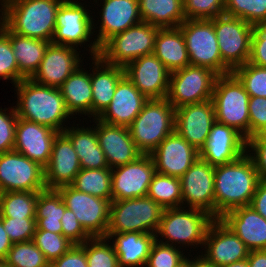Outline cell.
<instances>
[{
  "label": "cell",
  "mask_w": 266,
  "mask_h": 267,
  "mask_svg": "<svg viewBox=\"0 0 266 267\" xmlns=\"http://www.w3.org/2000/svg\"><path fill=\"white\" fill-rule=\"evenodd\" d=\"M92 60V116L97 118L111 103L116 86L125 73L123 67L110 65L99 56Z\"/></svg>",
  "instance_id": "29"
},
{
  "label": "cell",
  "mask_w": 266,
  "mask_h": 267,
  "mask_svg": "<svg viewBox=\"0 0 266 267\" xmlns=\"http://www.w3.org/2000/svg\"><path fill=\"white\" fill-rule=\"evenodd\" d=\"M15 88L18 100L14 108L18 118L50 127L59 133L64 131L66 125L63 124L72 115L59 88L38 84L30 78L18 82Z\"/></svg>",
  "instance_id": "2"
},
{
  "label": "cell",
  "mask_w": 266,
  "mask_h": 267,
  "mask_svg": "<svg viewBox=\"0 0 266 267\" xmlns=\"http://www.w3.org/2000/svg\"><path fill=\"white\" fill-rule=\"evenodd\" d=\"M249 63L266 67V36H252Z\"/></svg>",
  "instance_id": "54"
},
{
  "label": "cell",
  "mask_w": 266,
  "mask_h": 267,
  "mask_svg": "<svg viewBox=\"0 0 266 267\" xmlns=\"http://www.w3.org/2000/svg\"><path fill=\"white\" fill-rule=\"evenodd\" d=\"M12 243L33 240L37 225L35 218L0 217Z\"/></svg>",
  "instance_id": "48"
},
{
  "label": "cell",
  "mask_w": 266,
  "mask_h": 267,
  "mask_svg": "<svg viewBox=\"0 0 266 267\" xmlns=\"http://www.w3.org/2000/svg\"><path fill=\"white\" fill-rule=\"evenodd\" d=\"M215 122L212 99L178 107L175 111V131L197 151L204 147Z\"/></svg>",
  "instance_id": "20"
},
{
  "label": "cell",
  "mask_w": 266,
  "mask_h": 267,
  "mask_svg": "<svg viewBox=\"0 0 266 267\" xmlns=\"http://www.w3.org/2000/svg\"><path fill=\"white\" fill-rule=\"evenodd\" d=\"M62 234L74 245H81L91 238L83 229L72 210L66 208L61 218Z\"/></svg>",
  "instance_id": "51"
},
{
  "label": "cell",
  "mask_w": 266,
  "mask_h": 267,
  "mask_svg": "<svg viewBox=\"0 0 266 267\" xmlns=\"http://www.w3.org/2000/svg\"><path fill=\"white\" fill-rule=\"evenodd\" d=\"M73 188L112 201L111 169H81L71 184Z\"/></svg>",
  "instance_id": "37"
},
{
  "label": "cell",
  "mask_w": 266,
  "mask_h": 267,
  "mask_svg": "<svg viewBox=\"0 0 266 267\" xmlns=\"http://www.w3.org/2000/svg\"><path fill=\"white\" fill-rule=\"evenodd\" d=\"M44 170L47 189L71 185L81 170L77 152L70 139L63 132L56 135L50 161Z\"/></svg>",
  "instance_id": "26"
},
{
  "label": "cell",
  "mask_w": 266,
  "mask_h": 267,
  "mask_svg": "<svg viewBox=\"0 0 266 267\" xmlns=\"http://www.w3.org/2000/svg\"><path fill=\"white\" fill-rule=\"evenodd\" d=\"M251 250H266V219L250 205L233 209L220 218Z\"/></svg>",
  "instance_id": "28"
},
{
  "label": "cell",
  "mask_w": 266,
  "mask_h": 267,
  "mask_svg": "<svg viewBox=\"0 0 266 267\" xmlns=\"http://www.w3.org/2000/svg\"><path fill=\"white\" fill-rule=\"evenodd\" d=\"M221 267H249L247 259L230 263Z\"/></svg>",
  "instance_id": "60"
},
{
  "label": "cell",
  "mask_w": 266,
  "mask_h": 267,
  "mask_svg": "<svg viewBox=\"0 0 266 267\" xmlns=\"http://www.w3.org/2000/svg\"><path fill=\"white\" fill-rule=\"evenodd\" d=\"M247 150V153L250 152L248 155L252 158L260 179L266 180V136L257 134L249 138Z\"/></svg>",
  "instance_id": "52"
},
{
  "label": "cell",
  "mask_w": 266,
  "mask_h": 267,
  "mask_svg": "<svg viewBox=\"0 0 266 267\" xmlns=\"http://www.w3.org/2000/svg\"><path fill=\"white\" fill-rule=\"evenodd\" d=\"M150 155L157 173L180 178L197 160L199 151L174 131Z\"/></svg>",
  "instance_id": "23"
},
{
  "label": "cell",
  "mask_w": 266,
  "mask_h": 267,
  "mask_svg": "<svg viewBox=\"0 0 266 267\" xmlns=\"http://www.w3.org/2000/svg\"><path fill=\"white\" fill-rule=\"evenodd\" d=\"M249 111V138L260 134L266 128V98L250 97Z\"/></svg>",
  "instance_id": "50"
},
{
  "label": "cell",
  "mask_w": 266,
  "mask_h": 267,
  "mask_svg": "<svg viewBox=\"0 0 266 267\" xmlns=\"http://www.w3.org/2000/svg\"><path fill=\"white\" fill-rule=\"evenodd\" d=\"M247 261L249 267H266V250H251Z\"/></svg>",
  "instance_id": "56"
},
{
  "label": "cell",
  "mask_w": 266,
  "mask_h": 267,
  "mask_svg": "<svg viewBox=\"0 0 266 267\" xmlns=\"http://www.w3.org/2000/svg\"><path fill=\"white\" fill-rule=\"evenodd\" d=\"M103 4L99 33L88 44L91 58L99 55L100 47L108 39L142 22L138 0H103Z\"/></svg>",
  "instance_id": "17"
},
{
  "label": "cell",
  "mask_w": 266,
  "mask_h": 267,
  "mask_svg": "<svg viewBox=\"0 0 266 267\" xmlns=\"http://www.w3.org/2000/svg\"><path fill=\"white\" fill-rule=\"evenodd\" d=\"M64 0H0V21L12 32L51 42Z\"/></svg>",
  "instance_id": "3"
},
{
  "label": "cell",
  "mask_w": 266,
  "mask_h": 267,
  "mask_svg": "<svg viewBox=\"0 0 266 267\" xmlns=\"http://www.w3.org/2000/svg\"><path fill=\"white\" fill-rule=\"evenodd\" d=\"M113 239L119 267H145L155 235L141 232L107 233Z\"/></svg>",
  "instance_id": "30"
},
{
  "label": "cell",
  "mask_w": 266,
  "mask_h": 267,
  "mask_svg": "<svg viewBox=\"0 0 266 267\" xmlns=\"http://www.w3.org/2000/svg\"><path fill=\"white\" fill-rule=\"evenodd\" d=\"M5 260L10 267H49L50 265L32 240L13 243Z\"/></svg>",
  "instance_id": "41"
},
{
  "label": "cell",
  "mask_w": 266,
  "mask_h": 267,
  "mask_svg": "<svg viewBox=\"0 0 266 267\" xmlns=\"http://www.w3.org/2000/svg\"><path fill=\"white\" fill-rule=\"evenodd\" d=\"M155 173V163L150 154H143L134 162L112 168V200L147 196Z\"/></svg>",
  "instance_id": "15"
},
{
  "label": "cell",
  "mask_w": 266,
  "mask_h": 267,
  "mask_svg": "<svg viewBox=\"0 0 266 267\" xmlns=\"http://www.w3.org/2000/svg\"><path fill=\"white\" fill-rule=\"evenodd\" d=\"M252 36H266V18L253 25Z\"/></svg>",
  "instance_id": "59"
},
{
  "label": "cell",
  "mask_w": 266,
  "mask_h": 267,
  "mask_svg": "<svg viewBox=\"0 0 266 267\" xmlns=\"http://www.w3.org/2000/svg\"><path fill=\"white\" fill-rule=\"evenodd\" d=\"M213 24L222 61L233 72L249 61L253 25L225 14Z\"/></svg>",
  "instance_id": "11"
},
{
  "label": "cell",
  "mask_w": 266,
  "mask_h": 267,
  "mask_svg": "<svg viewBox=\"0 0 266 267\" xmlns=\"http://www.w3.org/2000/svg\"><path fill=\"white\" fill-rule=\"evenodd\" d=\"M45 185V170L40 164L17 151L0 153V191L41 192Z\"/></svg>",
  "instance_id": "12"
},
{
  "label": "cell",
  "mask_w": 266,
  "mask_h": 267,
  "mask_svg": "<svg viewBox=\"0 0 266 267\" xmlns=\"http://www.w3.org/2000/svg\"><path fill=\"white\" fill-rule=\"evenodd\" d=\"M249 98L233 73L217 77L212 93L216 121L235 128L246 140L249 139Z\"/></svg>",
  "instance_id": "7"
},
{
  "label": "cell",
  "mask_w": 266,
  "mask_h": 267,
  "mask_svg": "<svg viewBox=\"0 0 266 267\" xmlns=\"http://www.w3.org/2000/svg\"><path fill=\"white\" fill-rule=\"evenodd\" d=\"M32 241L45 255L49 263L60 258L74 245L63 234L47 230H36Z\"/></svg>",
  "instance_id": "43"
},
{
  "label": "cell",
  "mask_w": 266,
  "mask_h": 267,
  "mask_svg": "<svg viewBox=\"0 0 266 267\" xmlns=\"http://www.w3.org/2000/svg\"><path fill=\"white\" fill-rule=\"evenodd\" d=\"M108 242L111 243L107 237H91L80 245L85 250L88 267H119L114 246Z\"/></svg>",
  "instance_id": "40"
},
{
  "label": "cell",
  "mask_w": 266,
  "mask_h": 267,
  "mask_svg": "<svg viewBox=\"0 0 266 267\" xmlns=\"http://www.w3.org/2000/svg\"><path fill=\"white\" fill-rule=\"evenodd\" d=\"M232 73L243 84L250 97L266 98V67H259L247 62Z\"/></svg>",
  "instance_id": "44"
},
{
  "label": "cell",
  "mask_w": 266,
  "mask_h": 267,
  "mask_svg": "<svg viewBox=\"0 0 266 267\" xmlns=\"http://www.w3.org/2000/svg\"><path fill=\"white\" fill-rule=\"evenodd\" d=\"M124 73L148 99L167 97L171 72L154 54L130 62Z\"/></svg>",
  "instance_id": "19"
},
{
  "label": "cell",
  "mask_w": 266,
  "mask_h": 267,
  "mask_svg": "<svg viewBox=\"0 0 266 267\" xmlns=\"http://www.w3.org/2000/svg\"><path fill=\"white\" fill-rule=\"evenodd\" d=\"M259 181L258 171L247 152L234 162L215 166V219L233 209L249 206Z\"/></svg>",
  "instance_id": "1"
},
{
  "label": "cell",
  "mask_w": 266,
  "mask_h": 267,
  "mask_svg": "<svg viewBox=\"0 0 266 267\" xmlns=\"http://www.w3.org/2000/svg\"><path fill=\"white\" fill-rule=\"evenodd\" d=\"M0 29L10 39L19 73L24 78H31L38 70L45 51L51 42L18 35L10 31L1 21Z\"/></svg>",
  "instance_id": "34"
},
{
  "label": "cell",
  "mask_w": 266,
  "mask_h": 267,
  "mask_svg": "<svg viewBox=\"0 0 266 267\" xmlns=\"http://www.w3.org/2000/svg\"><path fill=\"white\" fill-rule=\"evenodd\" d=\"M0 267H10L5 259H0Z\"/></svg>",
  "instance_id": "62"
},
{
  "label": "cell",
  "mask_w": 266,
  "mask_h": 267,
  "mask_svg": "<svg viewBox=\"0 0 266 267\" xmlns=\"http://www.w3.org/2000/svg\"><path fill=\"white\" fill-rule=\"evenodd\" d=\"M148 98L124 75L118 82L107 108L97 117L104 123L129 127Z\"/></svg>",
  "instance_id": "27"
},
{
  "label": "cell",
  "mask_w": 266,
  "mask_h": 267,
  "mask_svg": "<svg viewBox=\"0 0 266 267\" xmlns=\"http://www.w3.org/2000/svg\"><path fill=\"white\" fill-rule=\"evenodd\" d=\"M176 109L167 98L148 99L128 127L130 136L143 154H150L175 131Z\"/></svg>",
  "instance_id": "5"
},
{
  "label": "cell",
  "mask_w": 266,
  "mask_h": 267,
  "mask_svg": "<svg viewBox=\"0 0 266 267\" xmlns=\"http://www.w3.org/2000/svg\"><path fill=\"white\" fill-rule=\"evenodd\" d=\"M56 190L60 193L66 208L73 211L83 229L91 237H106L111 204L109 200L80 192L71 185Z\"/></svg>",
  "instance_id": "13"
},
{
  "label": "cell",
  "mask_w": 266,
  "mask_h": 267,
  "mask_svg": "<svg viewBox=\"0 0 266 267\" xmlns=\"http://www.w3.org/2000/svg\"><path fill=\"white\" fill-rule=\"evenodd\" d=\"M49 267H88L85 250L80 245H73Z\"/></svg>",
  "instance_id": "53"
},
{
  "label": "cell",
  "mask_w": 266,
  "mask_h": 267,
  "mask_svg": "<svg viewBox=\"0 0 266 267\" xmlns=\"http://www.w3.org/2000/svg\"><path fill=\"white\" fill-rule=\"evenodd\" d=\"M153 54L171 73L190 65L184 36L179 27L159 28Z\"/></svg>",
  "instance_id": "31"
},
{
  "label": "cell",
  "mask_w": 266,
  "mask_h": 267,
  "mask_svg": "<svg viewBox=\"0 0 266 267\" xmlns=\"http://www.w3.org/2000/svg\"><path fill=\"white\" fill-rule=\"evenodd\" d=\"M214 172V166L197 158L180 177L182 206L203 210L215 218Z\"/></svg>",
  "instance_id": "16"
},
{
  "label": "cell",
  "mask_w": 266,
  "mask_h": 267,
  "mask_svg": "<svg viewBox=\"0 0 266 267\" xmlns=\"http://www.w3.org/2000/svg\"><path fill=\"white\" fill-rule=\"evenodd\" d=\"M84 4L77 1L64 0L56 13L55 33L51 43L78 48L89 42L94 34L93 16ZM93 30V31H92Z\"/></svg>",
  "instance_id": "14"
},
{
  "label": "cell",
  "mask_w": 266,
  "mask_h": 267,
  "mask_svg": "<svg viewBox=\"0 0 266 267\" xmlns=\"http://www.w3.org/2000/svg\"><path fill=\"white\" fill-rule=\"evenodd\" d=\"M183 4L185 18L189 20H211L225 11V0H183Z\"/></svg>",
  "instance_id": "45"
},
{
  "label": "cell",
  "mask_w": 266,
  "mask_h": 267,
  "mask_svg": "<svg viewBox=\"0 0 266 267\" xmlns=\"http://www.w3.org/2000/svg\"><path fill=\"white\" fill-rule=\"evenodd\" d=\"M180 249L181 247L163 244L155 240L145 267H176L185 258Z\"/></svg>",
  "instance_id": "46"
},
{
  "label": "cell",
  "mask_w": 266,
  "mask_h": 267,
  "mask_svg": "<svg viewBox=\"0 0 266 267\" xmlns=\"http://www.w3.org/2000/svg\"><path fill=\"white\" fill-rule=\"evenodd\" d=\"M12 80L15 86L25 79L18 70L17 60L9 37L0 29V79Z\"/></svg>",
  "instance_id": "47"
},
{
  "label": "cell",
  "mask_w": 266,
  "mask_h": 267,
  "mask_svg": "<svg viewBox=\"0 0 266 267\" xmlns=\"http://www.w3.org/2000/svg\"><path fill=\"white\" fill-rule=\"evenodd\" d=\"M65 209V203L56 189L39 192L35 210L36 230L62 234L61 218Z\"/></svg>",
  "instance_id": "36"
},
{
  "label": "cell",
  "mask_w": 266,
  "mask_h": 267,
  "mask_svg": "<svg viewBox=\"0 0 266 267\" xmlns=\"http://www.w3.org/2000/svg\"><path fill=\"white\" fill-rule=\"evenodd\" d=\"M39 192L10 191L0 195V217L35 218Z\"/></svg>",
  "instance_id": "39"
},
{
  "label": "cell",
  "mask_w": 266,
  "mask_h": 267,
  "mask_svg": "<svg viewBox=\"0 0 266 267\" xmlns=\"http://www.w3.org/2000/svg\"><path fill=\"white\" fill-rule=\"evenodd\" d=\"M184 208L186 207L164 209L155 234L156 241L172 246L177 245V247L181 244L183 247L191 246V248L204 245L207 230L215 218L200 209ZM159 235L162 240L158 239ZM164 239H166L165 242Z\"/></svg>",
  "instance_id": "4"
},
{
  "label": "cell",
  "mask_w": 266,
  "mask_h": 267,
  "mask_svg": "<svg viewBox=\"0 0 266 267\" xmlns=\"http://www.w3.org/2000/svg\"><path fill=\"white\" fill-rule=\"evenodd\" d=\"M160 27L144 21L108 39L99 57L110 65L125 67L144 55L153 54L155 38Z\"/></svg>",
  "instance_id": "8"
},
{
  "label": "cell",
  "mask_w": 266,
  "mask_h": 267,
  "mask_svg": "<svg viewBox=\"0 0 266 267\" xmlns=\"http://www.w3.org/2000/svg\"><path fill=\"white\" fill-rule=\"evenodd\" d=\"M13 243L7 235L2 220L0 219V259H6Z\"/></svg>",
  "instance_id": "57"
},
{
  "label": "cell",
  "mask_w": 266,
  "mask_h": 267,
  "mask_svg": "<svg viewBox=\"0 0 266 267\" xmlns=\"http://www.w3.org/2000/svg\"><path fill=\"white\" fill-rule=\"evenodd\" d=\"M76 48L50 43L38 70L30 78L41 85L59 88L81 66V57Z\"/></svg>",
  "instance_id": "22"
},
{
  "label": "cell",
  "mask_w": 266,
  "mask_h": 267,
  "mask_svg": "<svg viewBox=\"0 0 266 267\" xmlns=\"http://www.w3.org/2000/svg\"><path fill=\"white\" fill-rule=\"evenodd\" d=\"M191 65L206 67L220 75L232 71L223 63L213 19H186L180 26Z\"/></svg>",
  "instance_id": "9"
},
{
  "label": "cell",
  "mask_w": 266,
  "mask_h": 267,
  "mask_svg": "<svg viewBox=\"0 0 266 267\" xmlns=\"http://www.w3.org/2000/svg\"><path fill=\"white\" fill-rule=\"evenodd\" d=\"M218 76L209 68L190 64L170 74L166 98L175 109L210 100Z\"/></svg>",
  "instance_id": "10"
},
{
  "label": "cell",
  "mask_w": 266,
  "mask_h": 267,
  "mask_svg": "<svg viewBox=\"0 0 266 267\" xmlns=\"http://www.w3.org/2000/svg\"><path fill=\"white\" fill-rule=\"evenodd\" d=\"M58 133L50 127L18 118L13 150L45 168L50 161L53 141Z\"/></svg>",
  "instance_id": "25"
},
{
  "label": "cell",
  "mask_w": 266,
  "mask_h": 267,
  "mask_svg": "<svg viewBox=\"0 0 266 267\" xmlns=\"http://www.w3.org/2000/svg\"><path fill=\"white\" fill-rule=\"evenodd\" d=\"M10 112H5L8 109L0 108V153L9 152L14 149L15 143V128L18 116L14 106Z\"/></svg>",
  "instance_id": "49"
},
{
  "label": "cell",
  "mask_w": 266,
  "mask_h": 267,
  "mask_svg": "<svg viewBox=\"0 0 266 267\" xmlns=\"http://www.w3.org/2000/svg\"><path fill=\"white\" fill-rule=\"evenodd\" d=\"M78 67L59 87L69 113L92 117L91 72ZM91 115V116H89Z\"/></svg>",
  "instance_id": "33"
},
{
  "label": "cell",
  "mask_w": 266,
  "mask_h": 267,
  "mask_svg": "<svg viewBox=\"0 0 266 267\" xmlns=\"http://www.w3.org/2000/svg\"><path fill=\"white\" fill-rule=\"evenodd\" d=\"M93 120L99 146L110 169L134 162L143 155L133 142L128 127L104 123L97 118Z\"/></svg>",
  "instance_id": "24"
},
{
  "label": "cell",
  "mask_w": 266,
  "mask_h": 267,
  "mask_svg": "<svg viewBox=\"0 0 266 267\" xmlns=\"http://www.w3.org/2000/svg\"><path fill=\"white\" fill-rule=\"evenodd\" d=\"M71 126L64 129L63 133L70 139L74 150L80 160L81 169L109 168L105 154L98 143L96 126L84 128Z\"/></svg>",
  "instance_id": "32"
},
{
  "label": "cell",
  "mask_w": 266,
  "mask_h": 267,
  "mask_svg": "<svg viewBox=\"0 0 266 267\" xmlns=\"http://www.w3.org/2000/svg\"><path fill=\"white\" fill-rule=\"evenodd\" d=\"M195 258V259H194ZM190 259V267H216L214 264L207 261L202 255L195 256Z\"/></svg>",
  "instance_id": "58"
},
{
  "label": "cell",
  "mask_w": 266,
  "mask_h": 267,
  "mask_svg": "<svg viewBox=\"0 0 266 267\" xmlns=\"http://www.w3.org/2000/svg\"><path fill=\"white\" fill-rule=\"evenodd\" d=\"M164 208L152 198L112 200L107 233L141 232L156 234Z\"/></svg>",
  "instance_id": "6"
},
{
  "label": "cell",
  "mask_w": 266,
  "mask_h": 267,
  "mask_svg": "<svg viewBox=\"0 0 266 267\" xmlns=\"http://www.w3.org/2000/svg\"><path fill=\"white\" fill-rule=\"evenodd\" d=\"M224 14L254 25L266 18V0H225Z\"/></svg>",
  "instance_id": "42"
},
{
  "label": "cell",
  "mask_w": 266,
  "mask_h": 267,
  "mask_svg": "<svg viewBox=\"0 0 266 267\" xmlns=\"http://www.w3.org/2000/svg\"><path fill=\"white\" fill-rule=\"evenodd\" d=\"M262 135H265L266 136V128L260 133Z\"/></svg>",
  "instance_id": "63"
},
{
  "label": "cell",
  "mask_w": 266,
  "mask_h": 267,
  "mask_svg": "<svg viewBox=\"0 0 266 267\" xmlns=\"http://www.w3.org/2000/svg\"><path fill=\"white\" fill-rule=\"evenodd\" d=\"M147 196L164 209L182 207L180 178L156 172L152 177Z\"/></svg>",
  "instance_id": "38"
},
{
  "label": "cell",
  "mask_w": 266,
  "mask_h": 267,
  "mask_svg": "<svg viewBox=\"0 0 266 267\" xmlns=\"http://www.w3.org/2000/svg\"><path fill=\"white\" fill-rule=\"evenodd\" d=\"M142 21L160 28L179 27L185 20L183 0H138Z\"/></svg>",
  "instance_id": "35"
},
{
  "label": "cell",
  "mask_w": 266,
  "mask_h": 267,
  "mask_svg": "<svg viewBox=\"0 0 266 267\" xmlns=\"http://www.w3.org/2000/svg\"><path fill=\"white\" fill-rule=\"evenodd\" d=\"M250 206L266 219V180L260 179Z\"/></svg>",
  "instance_id": "55"
},
{
  "label": "cell",
  "mask_w": 266,
  "mask_h": 267,
  "mask_svg": "<svg viewBox=\"0 0 266 267\" xmlns=\"http://www.w3.org/2000/svg\"><path fill=\"white\" fill-rule=\"evenodd\" d=\"M202 256L221 267L230 263L247 259L250 250L244 242L221 220L215 219L209 226Z\"/></svg>",
  "instance_id": "18"
},
{
  "label": "cell",
  "mask_w": 266,
  "mask_h": 267,
  "mask_svg": "<svg viewBox=\"0 0 266 267\" xmlns=\"http://www.w3.org/2000/svg\"><path fill=\"white\" fill-rule=\"evenodd\" d=\"M176 267H190V259L189 257H185L181 262L177 264Z\"/></svg>",
  "instance_id": "61"
},
{
  "label": "cell",
  "mask_w": 266,
  "mask_h": 267,
  "mask_svg": "<svg viewBox=\"0 0 266 267\" xmlns=\"http://www.w3.org/2000/svg\"><path fill=\"white\" fill-rule=\"evenodd\" d=\"M247 152V140L235 128L215 122L199 157L212 166L238 160Z\"/></svg>",
  "instance_id": "21"
}]
</instances>
